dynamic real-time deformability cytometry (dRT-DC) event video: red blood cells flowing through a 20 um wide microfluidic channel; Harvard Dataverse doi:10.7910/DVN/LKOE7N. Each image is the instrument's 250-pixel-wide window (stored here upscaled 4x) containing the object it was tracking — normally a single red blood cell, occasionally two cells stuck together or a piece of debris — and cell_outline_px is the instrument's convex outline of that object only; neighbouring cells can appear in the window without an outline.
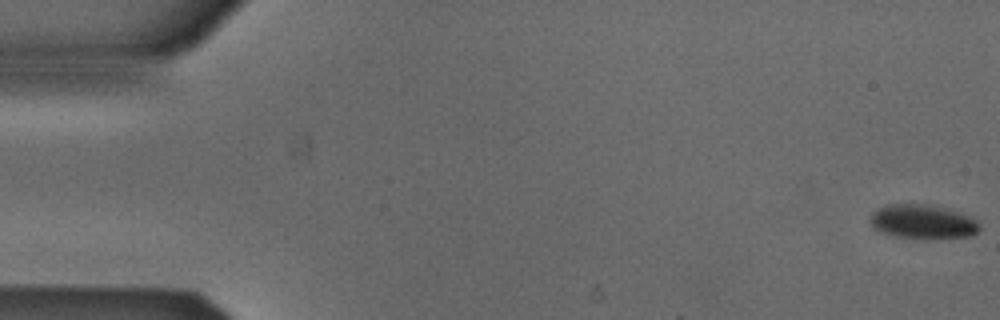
{"species": "Egyptian fruit bat (a non-hibernating species)", "species_latin": "Rousettus aegyptiacus", "temperature_condition": "cold", "stored_images_in_passage": 54, "camera_frame_rate_fps": 3000, "um_per_image_px": 0.085, "animal": {"sex": "male"}, "frame": {"image": 1, "passage_image": 1, "time_ms": 0.0, "image_size_px": [1000, 320], "cell_outline_px": [[980, 228], [972, 236], [940, 240], [928, 240], [896, 236], [872, 228], [872, 212], [884, 204], [928, 204], [960, 212], [972, 216], [976, 220]], "centroid_in_image_um": [78.49, 18.87], "position_along_channel_um": 6.5, "area_um2": 22.2}}
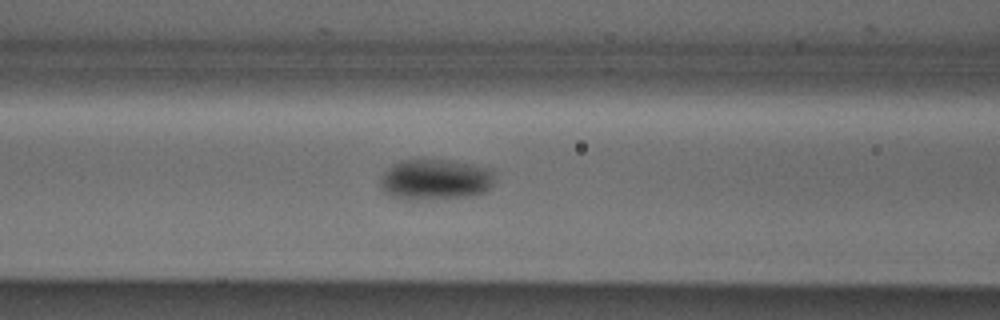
{"frame": {"image": 2, "passage_image": 22, "time_ms": 7.0, "image_size_px": [1000, 320], "cell_outline_px": [[496, 180], [488, 192], [476, 196], [416, 200], [404, 200], [392, 196], [384, 192], [380, 188], [380, 176], [392, 164], [400, 160], [452, 160], [496, 168]], "centroid_in_image_um": [37.09, 15.26], "position_along_channel_um": 129.5, "area_um2": 28.26}}
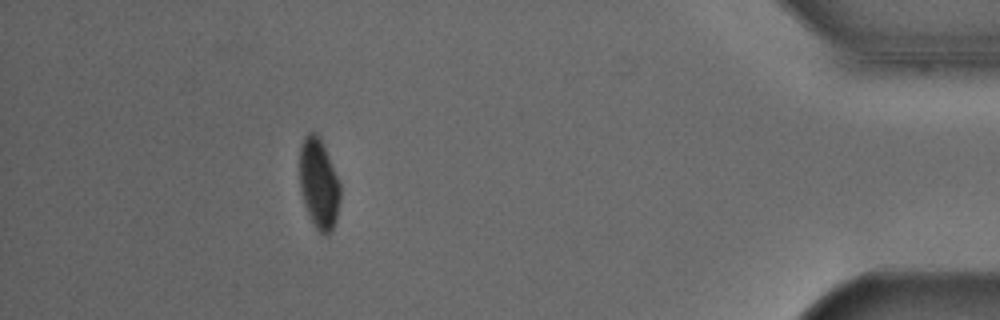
{"frame": {"image": 3, "passage_image": 48, "time_ms": 15.667, "image_size_px": [1000, 320], "cell_outline_px": [[340, 200], [336, 220], [328, 236], [320, 232], [316, 228], [308, 216], [304, 204], [300, 188], [300, 144], [304, 136], [308, 132], [316, 132], [320, 136], [340, 184]], "centroid_in_image_um": [27.09, 15.6], "position_along_channel_um": 408.1, "area_um2": 21.44}, "authors_computed_cell_mechanics": {"area_um2": 23.3801, "velocity_mm_per_s": 3.8738, "shape_relaxation_time_tau1_ms": 3.6148, "shape_relaxation_time_tau2_ms": null, "deformation_change_tau1": 0.0832, "deformation_change_tau2": null}}